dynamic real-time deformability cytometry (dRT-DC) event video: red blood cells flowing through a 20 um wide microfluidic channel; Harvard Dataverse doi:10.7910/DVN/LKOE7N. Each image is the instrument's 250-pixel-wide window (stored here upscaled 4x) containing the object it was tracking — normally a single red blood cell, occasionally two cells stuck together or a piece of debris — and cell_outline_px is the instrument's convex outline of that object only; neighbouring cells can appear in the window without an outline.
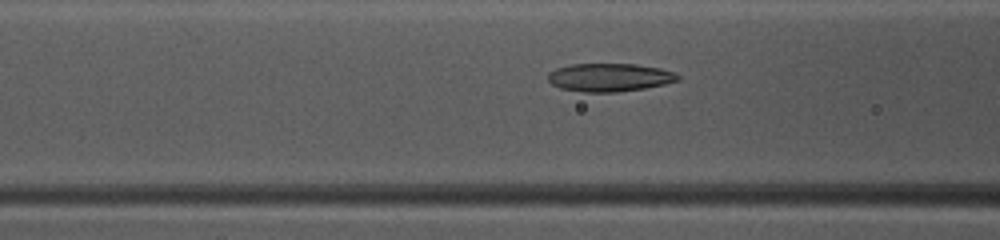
{"species": "common noctule bat (a hibernating species)", "species_latin": "Nyctalus noctula", "temperature_condition": "warm", "stored_images_in_passage": 49, "camera_frame_rate_fps": 3000, "um_per_image_px": 0.085, "animal": {"sex": "female", "body_mass_g": 10.0, "forearm_length_mm": 53.1}, "frame": {"image": 1, "passage_image": 20, "time_ms": 6.333, "image_size_px": [1000, 240], "cell_outline_px": [[680, 80], [664, 84], [644, 88], [616, 92], [584, 92], [560, 88], [552, 84], [548, 80], [548, 72], [556, 68], [572, 64], [636, 64], [660, 68], [672, 72], [680, 76]], "centroid_in_image_um": [51.79, 6.58], "position_along_channel_um": 114.8, "area_um2": 21.27}}
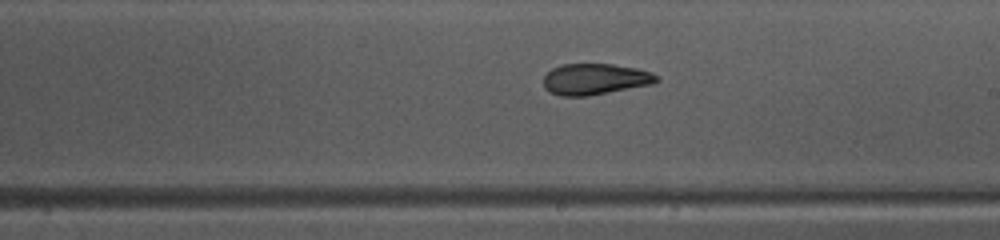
{"frame": {"image": 2, "passage_image": 29, "time_ms": 9.333, "image_size_px": [1000, 240], "cell_outline_px": [[660, 80], [652, 84], [588, 96], [560, 96], [548, 92], [544, 88], [544, 76], [552, 68], [560, 64], [612, 64], [636, 68], [652, 72]], "centroid_in_image_um": [50.55, 6.73], "position_along_channel_um": 238.5, "area_um2": 20.58}}
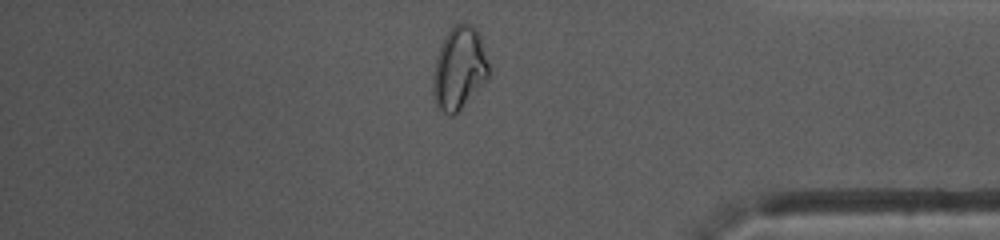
{"frame": {"image": 3, "passage_image": 42, "time_ms": 13.667, "image_size_px": [1000, 240], "cell_outline_px": [[492, 72], [460, 108], [452, 116], [448, 116], [436, 104], [432, 92], [432, 76], [440, 44], [444, 36], [456, 24], [472, 24], [480, 32]], "centroid_in_image_um": [39.04, 5.76], "position_along_channel_um": 396.2, "area_um2": 26.88}, "authors_computed_cell_mechanics": {"area_um2": 22.1952, "velocity_mm_per_s": 4.1127, "shape_relaxation_time_tau1_ms": 10.269, "shape_relaxation_time_tau2_ms": 2.4446, "deformation_change_tau1": 0.2387, "deformation_change_tau2": 0.0912}}